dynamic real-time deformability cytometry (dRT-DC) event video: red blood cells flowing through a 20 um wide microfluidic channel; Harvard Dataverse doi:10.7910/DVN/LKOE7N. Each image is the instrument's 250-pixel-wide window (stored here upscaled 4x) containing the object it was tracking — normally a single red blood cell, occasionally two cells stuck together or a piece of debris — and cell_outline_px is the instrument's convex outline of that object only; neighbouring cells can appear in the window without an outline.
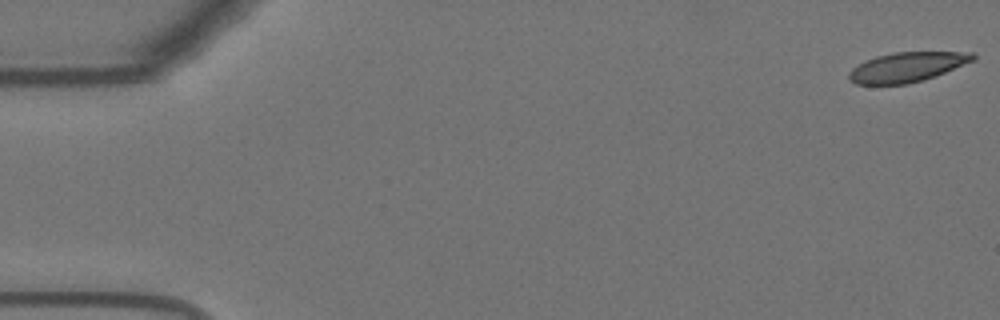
{"species": "Egyptian fruit bat (a non-hibernating species)", "species_latin": "Rousettus aegyptiacus", "temperature_condition": "warm", "stored_images_in_passage": 18, "camera_frame_rate_fps": 3000, "um_per_image_px": 0.085, "animal": {"sex": "female"}, "frame": {"image": 1, "passage_image": 1, "time_ms": 0.0, "image_size_px": [1000, 320], "cell_outline_px": [[976, 56], [972, 60], [936, 76], [924, 80], [908, 84], [856, 84], [848, 80], [848, 72], [852, 68], [864, 60], [876, 56], [892, 52], [976, 52]], "centroid_in_image_um": [77.05, 5.7], "position_along_channel_um": 8.0, "area_um2": 21.5}}
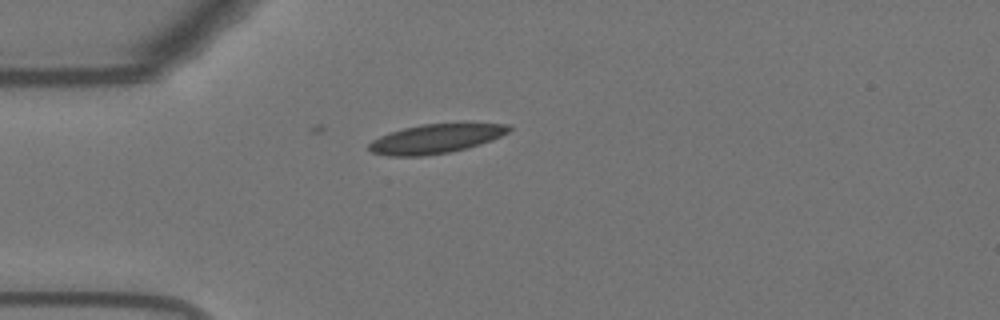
{"frame": {"image": 2, "passage_image": 15, "time_ms": 4.667, "image_size_px": [1000, 320], "cell_outline_px": [[512, 128], [508, 132], [492, 140], [480, 144], [448, 152], [424, 156], [388, 156], [372, 152], [368, 148], [368, 144], [372, 140], [380, 136], [404, 128], [420, 124], [508, 124]], "centroid_in_image_um": [37.0, 11.8], "position_along_channel_um": 48.0, "area_um2": 23.41}}